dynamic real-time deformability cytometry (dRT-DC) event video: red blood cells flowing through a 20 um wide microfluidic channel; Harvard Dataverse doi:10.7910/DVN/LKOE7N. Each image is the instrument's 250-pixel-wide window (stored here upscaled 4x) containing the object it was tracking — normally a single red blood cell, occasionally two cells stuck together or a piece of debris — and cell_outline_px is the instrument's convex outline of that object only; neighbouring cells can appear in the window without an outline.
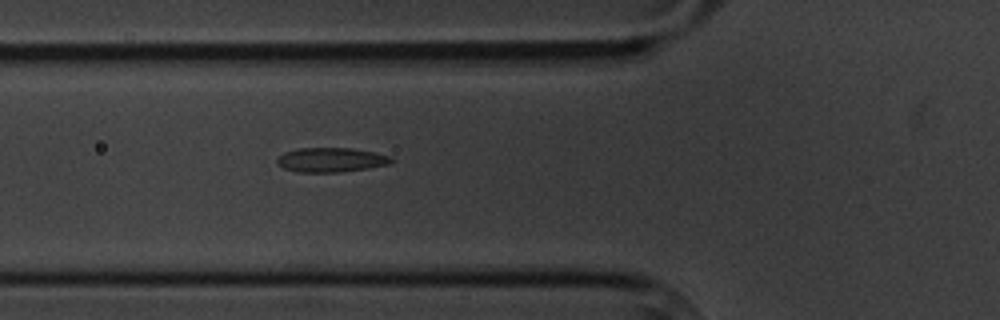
{"species": "common noctule bat (a hibernating species)", "species_latin": "Nyctalus noctula", "temperature_condition": "cold", "stored_images_in_passage": 5, "camera_frame_rate_fps": 3000, "um_per_image_px": 0.085, "animal": {"sex": "male", "body_mass_g": 20.1, "forearm_length_mm": 53.5}, "frame": {"image": 1, "passage_image": 5, "time_ms": 5.333, "image_size_px": [1000, 320], "cell_outline_px": [[392, 160], [388, 164], [368, 168], [340, 172], [296, 172], [284, 168], [276, 164], [276, 160], [284, 152], [296, 148], [352, 148], [376, 152], [392, 156]], "centroid_in_image_um": [28.12, 13.58], "position_along_channel_um": 97.7, "area_um2": 16.36}}